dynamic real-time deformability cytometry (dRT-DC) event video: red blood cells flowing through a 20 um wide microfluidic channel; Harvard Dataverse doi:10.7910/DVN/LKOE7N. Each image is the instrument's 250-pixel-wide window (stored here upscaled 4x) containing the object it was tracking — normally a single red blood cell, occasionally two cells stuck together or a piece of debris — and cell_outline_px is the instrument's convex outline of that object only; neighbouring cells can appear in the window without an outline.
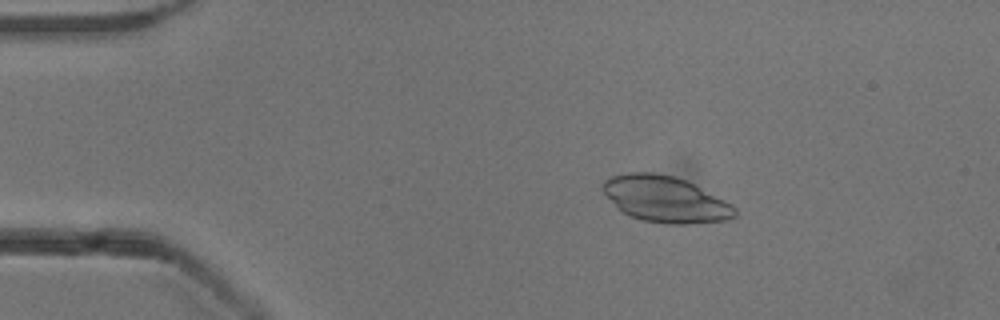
{"species": "common noctule bat (a hibernating species)", "species_latin": "Nyctalus noctula", "temperature_condition": "cold", "stored_images_in_passage": 27, "camera_frame_rate_fps": 3000, "um_per_image_px": 0.085, "animal": {"sex": "male", "body_mass_g": 13.3}, "frame": {"image": 1, "passage_image": 10, "time_ms": 3.0, "image_size_px": [1000, 320], "cell_outline_px": [[736, 216], [728, 220], [688, 224], [664, 224], [644, 220], [628, 216], [600, 188], [604, 180], [612, 176], [628, 172], [656, 172], [676, 176], [688, 180], [732, 204], [736, 208]], "centroid_in_image_um": [56.59, 16.92], "position_along_channel_um": 28.4, "area_um2": 35.66}}
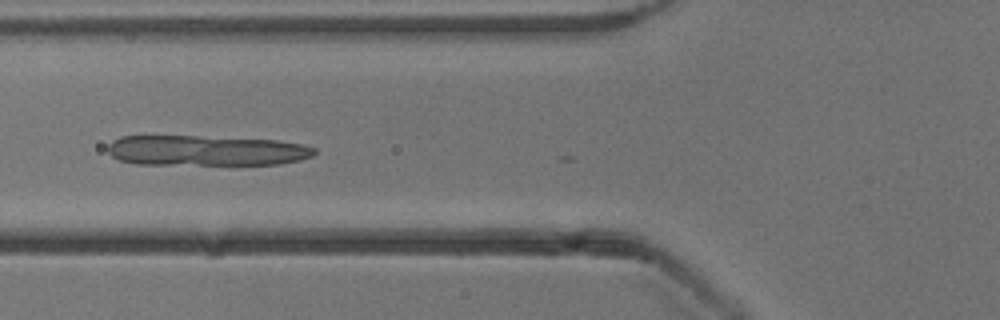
{"frame": {"image": 2, "passage_image": 21, "time_ms": 6.667, "image_size_px": [1000, 320], "cell_outline_px": [[316, 152], [312, 156], [300, 160], [280, 164], [136, 164], [120, 160], [112, 156], [108, 152], [108, 144], [112, 140], [120, 136], [196, 136], [276, 140], [304, 144], [316, 148]], "centroid_in_image_um": [17.52, 12.79], "position_along_channel_um": 108.3, "area_um2": 36.59}}